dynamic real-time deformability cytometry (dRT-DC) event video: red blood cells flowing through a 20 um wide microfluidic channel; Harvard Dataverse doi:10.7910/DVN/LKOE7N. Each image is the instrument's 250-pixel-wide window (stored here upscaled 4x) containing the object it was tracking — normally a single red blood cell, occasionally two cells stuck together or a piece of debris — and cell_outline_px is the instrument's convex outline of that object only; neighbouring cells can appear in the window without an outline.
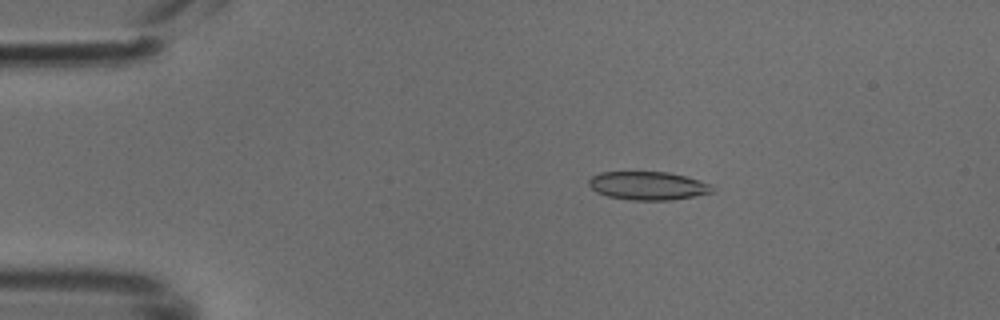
{"species": "common noctule bat (a hibernating species)", "species_latin": "Nyctalus noctula", "temperature_condition": "cold", "stored_images_in_passage": 41, "camera_frame_rate_fps": 3000, "um_per_image_px": 0.085, "animal": {"sex": "male", "body_mass_g": 18.8}, "frame": {"image": 1, "passage_image": 1, "time_ms": 0.0, "image_size_px": [1000, 320], "cell_outline_px": [[712, 192], [672, 200], [632, 200], [608, 196], [596, 192], [588, 184], [588, 180], [592, 176], [600, 172], [668, 172], [700, 180], [712, 184]], "centroid_in_image_um": [55.05, 15.78], "position_along_channel_um": 29.9, "area_um2": 20.29}}
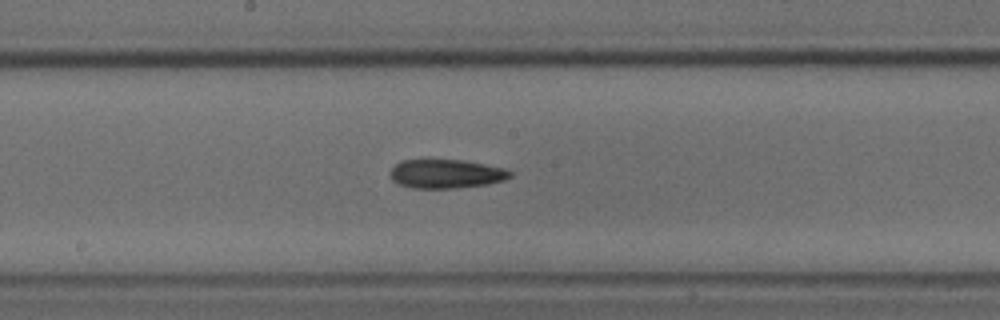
{"frame": {"image": 2, "passage_image": 18, "time_ms": 5.667, "image_size_px": [1000, 320], "cell_outline_px": [[512, 176], [504, 180], [488, 184], [452, 188], [412, 188], [396, 184], [388, 176], [388, 172], [400, 160], [420, 156], [464, 160], [504, 168], [512, 172]], "centroid_in_image_um": [37.8, 14.72], "position_along_channel_um": 210.4, "area_um2": 21.27}}
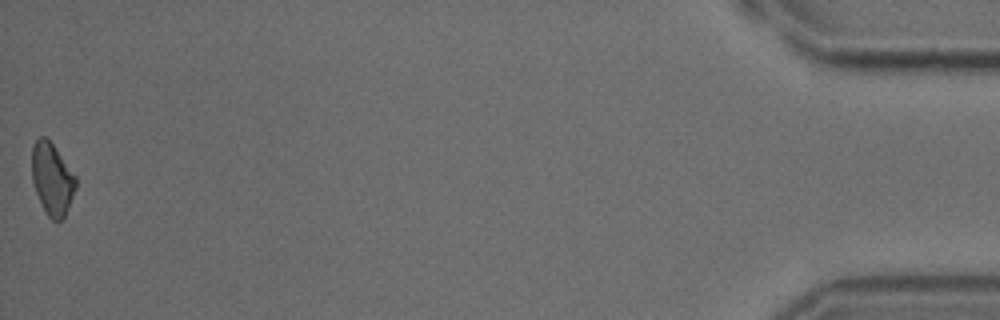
{"frame": {"image": 3, "passage_image": 41, "time_ms": 13.333, "image_size_px": [1000, 320], "cell_outline_px": [[76, 188], [64, 216], [56, 224], [48, 216], [36, 192], [32, 180], [32, 144], [40, 136], [44, 136], [52, 144], [76, 176]], "centroid_in_image_um": [4.42, 15.21], "position_along_channel_um": 430.8, "area_um2": 18.15}}